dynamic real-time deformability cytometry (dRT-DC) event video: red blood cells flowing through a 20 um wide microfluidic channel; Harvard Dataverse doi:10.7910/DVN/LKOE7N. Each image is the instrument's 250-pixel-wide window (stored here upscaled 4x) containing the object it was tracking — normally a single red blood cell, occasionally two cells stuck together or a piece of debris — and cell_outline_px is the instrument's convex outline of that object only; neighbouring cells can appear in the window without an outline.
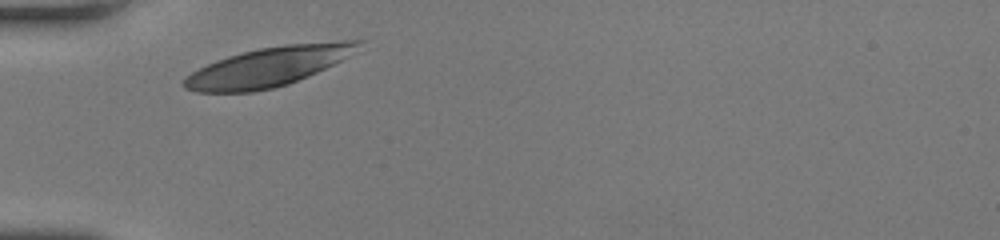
{"species": "human", "species_latin": "Homo sapiens", "temperature_condition": "room temperature", "stored_images_in_passage": 20, "camera_frame_rate_fps": 3000, "um_per_image_px": 0.085, "donor": {"sex": "female"}, "frame": {"image": 1, "passage_image": 1, "time_ms": 0.0, "image_size_px": [1000, 240], "cell_outline_px": [[368, 40], [348, 56], [316, 72], [288, 84], [272, 88], [252, 92], [196, 92], [184, 88], [180, 84], [184, 76], [216, 60], [228, 56], [260, 48], [288, 44], [340, 40]], "centroid_in_image_um": [22.78, 5.67], "position_along_channel_um": 62.2, "area_um2": 39.71}}
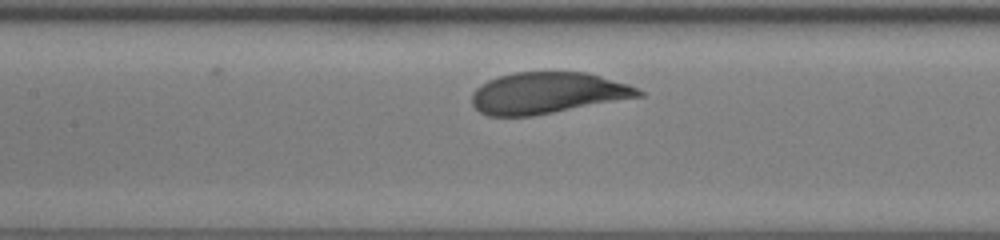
{"frame": {"image": 2, "passage_image": 9, "time_ms": 2.667, "image_size_px": [1000, 240], "cell_outline_px": [[644, 96], [532, 116], [488, 116], [480, 112], [472, 104], [472, 92], [476, 88], [488, 80], [500, 76], [516, 72], [584, 72], [600, 76], [628, 84], [644, 92]], "centroid_in_image_um": [46.52, 7.91], "position_along_channel_um": 160.9, "area_um2": 40.0}}
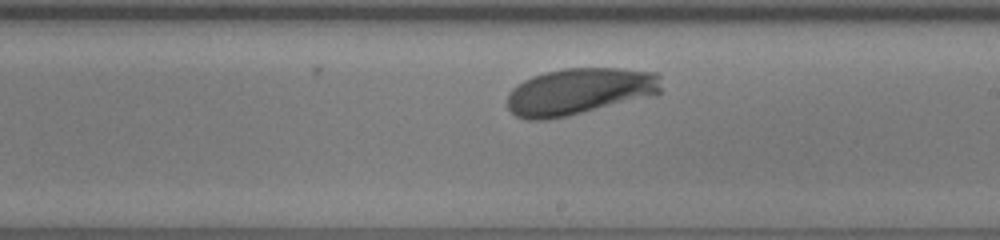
{"frame": {"image": 3, "passage_image": 15, "time_ms": 4.667, "image_size_px": [1000, 240], "cell_outline_px": [[660, 92], [568, 116], [548, 120], [528, 120], [516, 116], [508, 108], [508, 92], [512, 88], [524, 80], [532, 76], [544, 72], [564, 68], [620, 68], [656, 72], [660, 76]], "centroid_in_image_um": [49.17, 7.75], "position_along_channel_um": 239.8, "area_um2": 41.44}}